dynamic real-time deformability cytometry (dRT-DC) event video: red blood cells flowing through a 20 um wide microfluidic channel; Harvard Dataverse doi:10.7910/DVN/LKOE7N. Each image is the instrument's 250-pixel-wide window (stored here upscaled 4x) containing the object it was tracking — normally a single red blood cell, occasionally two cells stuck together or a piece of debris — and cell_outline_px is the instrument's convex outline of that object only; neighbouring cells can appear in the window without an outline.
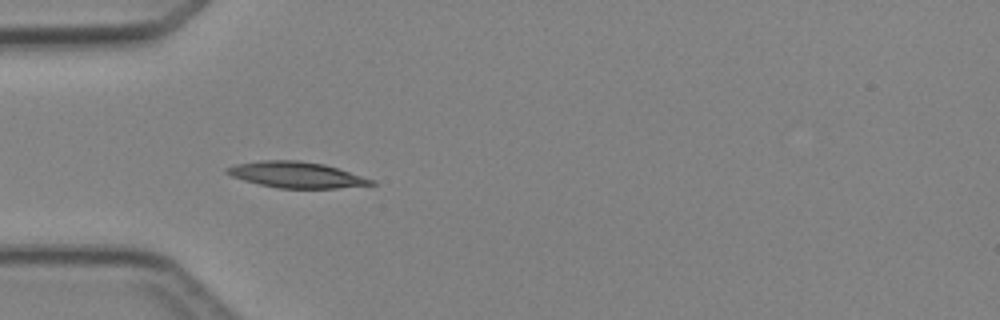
{"species": "Egyptian fruit bat (a non-hibernating species)", "species_latin": "Rousettus aegyptiacus", "temperature_condition": "cold", "stored_images_in_passage": 5, "camera_frame_rate_fps": 3000, "um_per_image_px": 0.085, "animal": {"sex": "female"}, "frame": {"image": 1, "passage_image": 4, "time_ms": 3.333, "image_size_px": [1000, 320], "cell_outline_px": [[376, 184], [336, 188], [280, 188], [260, 184], [244, 180], [232, 176], [224, 172], [224, 168], [236, 164], [260, 160], [300, 160], [324, 164], [376, 180]], "centroid_in_image_um": [25.18, 14.85], "position_along_channel_um": 59.8, "area_um2": 21.79}}
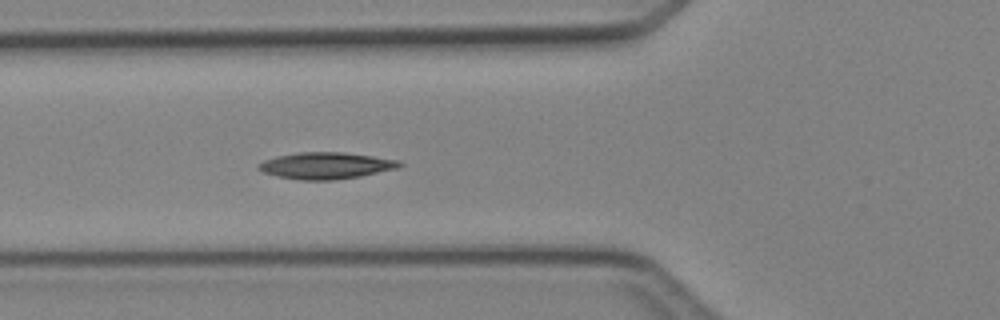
{"frame": {"image": 2, "passage_image": 5, "time_ms": 4.333, "image_size_px": [1000, 320], "cell_outline_px": [[404, 164], [396, 168], [360, 176], [332, 180], [300, 180], [276, 176], [264, 172], [256, 168], [264, 160], [276, 156], [296, 152], [344, 152], [400, 160]], "centroid_in_image_um": [27.69, 14.07], "position_along_channel_um": 98.1, "area_um2": 21.79}}